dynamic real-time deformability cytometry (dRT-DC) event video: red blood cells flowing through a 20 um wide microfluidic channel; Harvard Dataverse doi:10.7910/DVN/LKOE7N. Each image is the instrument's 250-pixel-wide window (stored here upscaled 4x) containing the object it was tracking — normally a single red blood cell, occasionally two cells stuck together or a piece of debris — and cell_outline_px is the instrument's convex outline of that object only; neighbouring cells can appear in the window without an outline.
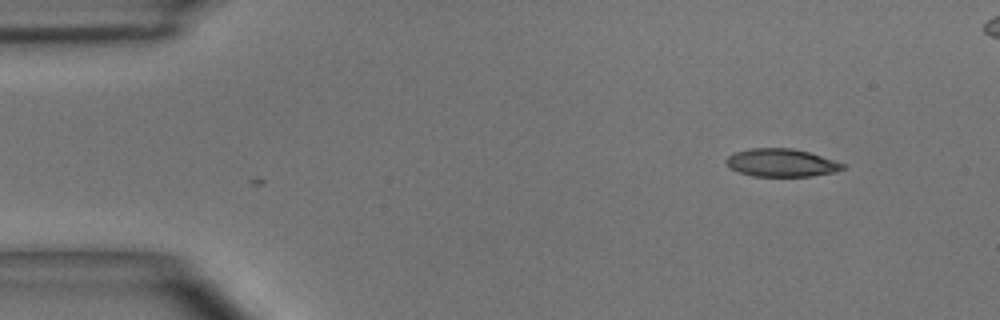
{"species": "common noctule bat (a hibernating species)", "species_latin": "Nyctalus noctula", "temperature_condition": "room temperature", "stored_images_in_passage": 4, "camera_frame_rate_fps": 3000, "um_per_image_px": 0.085, "animal": {"sex": "male", "body_mass_g": 15.6}, "frame": {"image": 1, "passage_image": 1, "time_ms": 0.0, "image_size_px": [1000, 320], "cell_outline_px": [[844, 168], [836, 172], [812, 176], [752, 176], [740, 172], [732, 168], [724, 160], [728, 156], [736, 152], [752, 148], [792, 148], [808, 152], [844, 164]], "centroid_in_image_um": [66.41, 13.84], "position_along_channel_um": 18.6, "area_um2": 18.67}}